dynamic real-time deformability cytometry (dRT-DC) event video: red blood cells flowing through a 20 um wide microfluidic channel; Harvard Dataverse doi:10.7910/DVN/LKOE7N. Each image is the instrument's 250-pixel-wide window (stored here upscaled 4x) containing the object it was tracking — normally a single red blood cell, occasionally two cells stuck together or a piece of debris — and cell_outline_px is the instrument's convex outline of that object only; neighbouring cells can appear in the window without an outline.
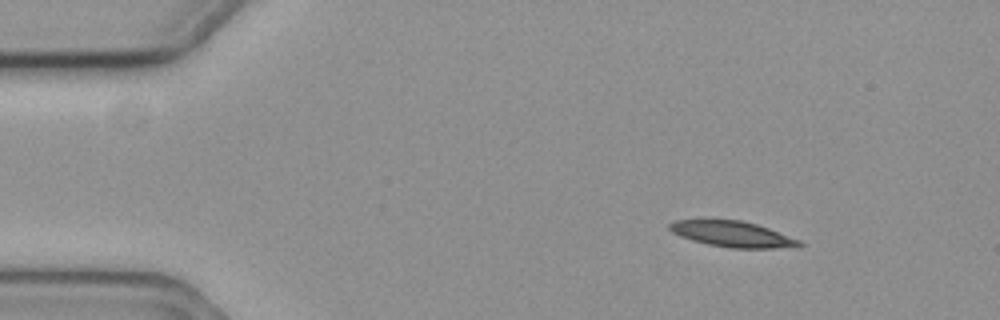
{"species": "common noctule bat (a hibernating species)", "species_latin": "Nyctalus noctula", "temperature_condition": "cold", "stored_images_in_passage": 2, "camera_frame_rate_fps": 3000, "um_per_image_px": 0.085, "animal": {"sex": "female", "body_mass_g": 19.3, "forearm_length_mm": 54.1}, "frame": {"image": 1, "passage_image": 2, "time_ms": 0.333, "image_size_px": [1000, 320], "cell_outline_px": [[804, 244], [800, 248], [732, 248], [708, 244], [692, 240], [680, 236], [672, 232], [668, 228], [668, 224], [676, 220], [740, 220], [756, 224], [768, 228], [800, 240]], "centroid_in_image_um": [62.3, 19.91], "position_along_channel_um": 22.7, "area_um2": 19.48}}